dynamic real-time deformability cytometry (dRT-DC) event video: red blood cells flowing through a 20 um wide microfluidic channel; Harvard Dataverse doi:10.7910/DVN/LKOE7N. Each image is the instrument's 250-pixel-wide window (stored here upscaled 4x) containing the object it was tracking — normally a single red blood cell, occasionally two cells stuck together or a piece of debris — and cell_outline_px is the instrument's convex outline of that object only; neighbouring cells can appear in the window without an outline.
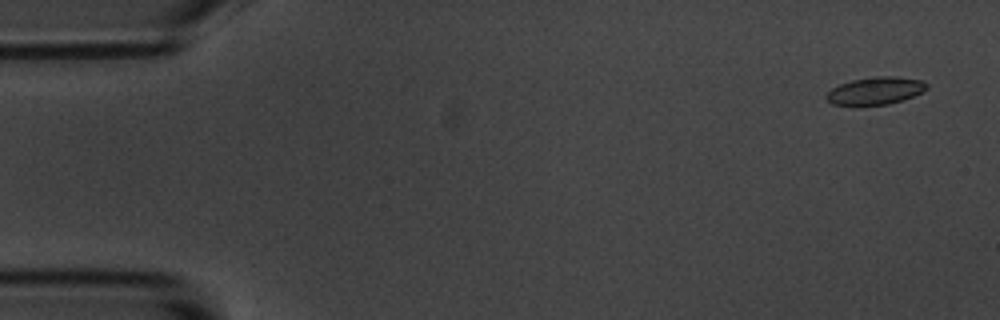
{"species": "common noctule bat (a hibernating species)", "species_latin": "Nyctalus noctula", "temperature_condition": "room temperature", "stored_images_in_passage": 5, "camera_frame_rate_fps": 3000, "um_per_image_px": 0.085, "animal": {"sex": "male", "body_mass_g": 20.1, "forearm_length_mm": 53.5}, "frame": {"image": 1, "passage_image": 1, "time_ms": 0.0, "image_size_px": [1000, 320], "cell_outline_px": [[928, 88], [924, 92], [888, 104], [832, 104], [824, 96], [832, 88], [840, 84], [852, 80], [876, 76], [896, 76], [920, 80], [928, 84]], "centroid_in_image_um": [74.43, 7.69], "position_along_channel_um": 10.6, "area_um2": 15.78}}
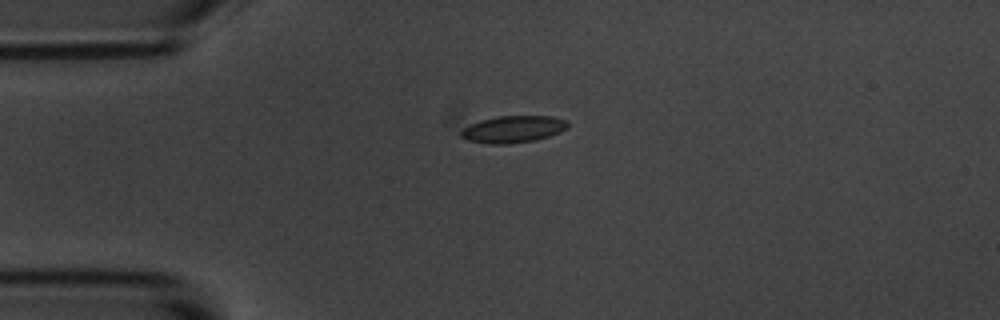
{"frame": {"image": 2, "passage_image": 4, "time_ms": 3.667, "image_size_px": [1000, 320], "cell_outline_px": [[568, 128], [560, 132], [536, 140], [508, 144], [488, 144], [468, 140], [460, 136], [460, 132], [464, 128], [480, 120], [500, 116], [552, 116], [568, 120]], "centroid_in_image_um": [43.64, 10.98], "position_along_channel_um": 41.4, "area_um2": 16.76}}